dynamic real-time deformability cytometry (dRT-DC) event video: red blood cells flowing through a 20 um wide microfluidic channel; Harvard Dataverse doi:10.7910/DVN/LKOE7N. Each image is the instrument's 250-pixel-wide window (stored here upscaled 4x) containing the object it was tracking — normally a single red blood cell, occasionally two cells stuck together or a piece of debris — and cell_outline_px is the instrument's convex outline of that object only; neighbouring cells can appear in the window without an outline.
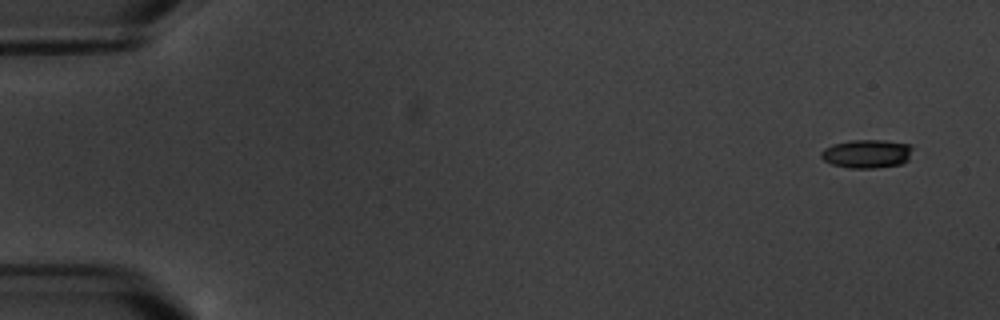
{"species": "common noctule bat (a hibernating species)", "species_latin": "Nyctalus noctula", "temperature_condition": "warm", "stored_images_in_passage": 8, "camera_frame_rate_fps": 3000, "um_per_image_px": 0.085, "animal": {"sex": "male", "body_mass_g": 20.1, "forearm_length_mm": 53.5}, "frame": {"image": 1, "passage_image": 1, "time_ms": 0.0, "image_size_px": [1000, 320], "cell_outline_px": [[912, 148], [908, 160], [900, 164], [876, 168], [848, 168], [832, 164], [824, 160], [820, 156], [820, 152], [824, 148], [832, 144], [852, 140], [884, 140], [912, 144]], "centroid_in_image_um": [73.67, 13.06], "position_along_channel_um": 11.3, "area_um2": 15.32}}